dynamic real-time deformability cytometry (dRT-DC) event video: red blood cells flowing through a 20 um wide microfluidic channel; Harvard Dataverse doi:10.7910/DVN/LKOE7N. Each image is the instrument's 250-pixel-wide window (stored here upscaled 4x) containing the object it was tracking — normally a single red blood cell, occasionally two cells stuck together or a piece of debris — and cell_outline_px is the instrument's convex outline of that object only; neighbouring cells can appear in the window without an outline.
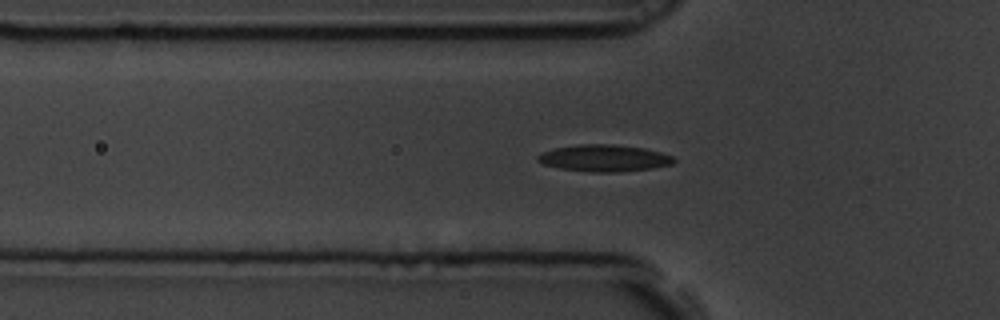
{"species": "common noctule bat (a hibernating species)", "species_latin": "Nyctalus noctula", "temperature_condition": "room temperature", "stored_images_in_passage": 45, "camera_frame_rate_fps": 3000, "um_per_image_px": 0.085, "animal": {"sex": "male", "body_mass_g": 19.5, "forearm_length_mm": 54.6}, "frame": {"image": 1, "passage_image": 10, "time_ms": 3.0, "image_size_px": [1000, 320], "cell_outline_px": [[676, 160], [672, 164], [652, 168], [616, 172], [592, 172], [560, 168], [544, 164], [536, 160], [536, 156], [540, 152], [556, 148], [580, 144], [612, 144], [644, 148], [660, 152], [672, 156]], "centroid_in_image_um": [51.33, 13.44], "position_along_channel_um": 74.5, "area_um2": 21.15}}
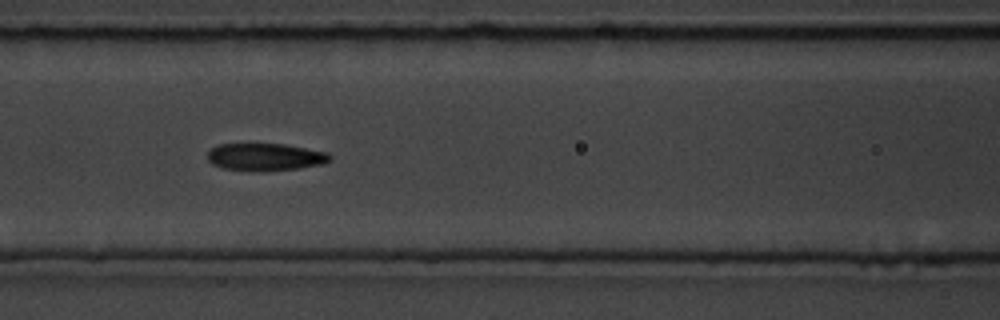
{"frame": {"image": 2, "passage_image": 16, "time_ms": 5.0, "image_size_px": [1000, 320], "cell_outline_px": [[332, 160], [324, 164], [300, 168], [264, 172], [252, 172], [220, 168], [212, 164], [208, 160], [208, 152], [212, 148], [220, 144], [284, 144], [328, 152], [332, 156]], "centroid_in_image_um": [22.57, 13.37], "position_along_channel_um": 144.0, "area_um2": 20.0}}
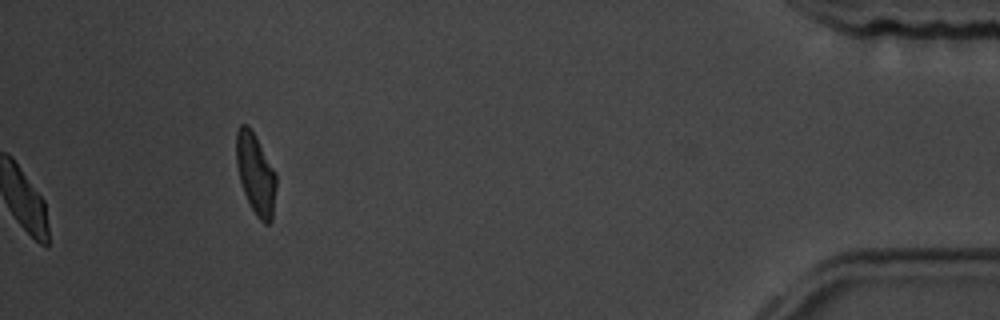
{"frame": {"image": 3, "passage_image": 45, "time_ms": 14.667, "image_size_px": [1000, 320], "cell_outline_px": [[276, 188], [272, 220], [268, 224], [264, 224], [256, 216], [244, 192], [240, 180], [236, 164], [236, 132], [240, 124], [248, 124], [276, 172]], "centroid_in_image_um": [21.73, 14.78], "position_along_channel_um": 413.5, "area_um2": 18.73}, "authors_computed_cell_mechanics": {"area_um2": 19.8832, "velocity_mm_per_s": 3.4506, "shape_relaxation_time_tau1_ms": 7.2852, "shape_relaxation_time_tau2_ms": 2.5174, "deformation_change_tau1": 0.1981, "deformation_change_tau2": 0.0991}}